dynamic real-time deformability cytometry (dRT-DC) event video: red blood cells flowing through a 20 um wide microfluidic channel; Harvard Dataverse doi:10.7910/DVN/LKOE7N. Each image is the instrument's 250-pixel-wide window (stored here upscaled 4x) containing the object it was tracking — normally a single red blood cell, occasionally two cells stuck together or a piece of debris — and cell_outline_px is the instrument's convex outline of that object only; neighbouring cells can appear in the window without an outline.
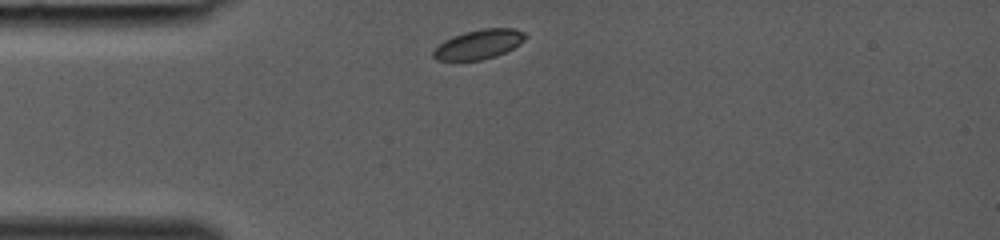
{"species": "common noctule bat (a hibernating species)", "species_latin": "Nyctalus noctula", "temperature_condition": "room temperature", "stored_images_in_passage": 26, "camera_frame_rate_fps": 3000, "um_per_image_px": 0.085, "animal": {"sex": "female", "body_mass_g": 19.0, "forearm_length_mm": 53.3}, "frame": {"image": 1, "passage_image": 1, "time_ms": 0.0, "image_size_px": [1000, 240], "cell_outline_px": [[528, 36], [520, 44], [496, 56], [480, 60], [436, 60], [432, 56], [432, 52], [444, 40], [452, 36], [464, 32], [484, 28], [516, 28], [524, 32]], "centroid_in_image_um": [40.71, 3.75], "position_along_channel_um": 44.3, "area_um2": 15.78}}
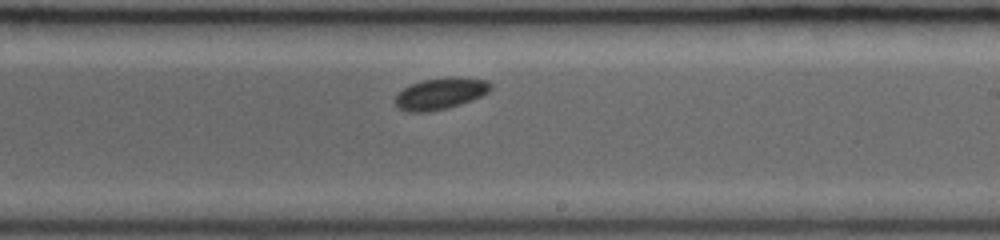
{"frame": {"image": 2, "passage_image": 15, "time_ms": 4.667, "image_size_px": [1000, 240], "cell_outline_px": [[492, 88], [488, 92], [472, 100], [448, 108], [428, 112], [408, 112], [400, 108], [396, 104], [396, 96], [404, 88], [420, 80], [456, 76], [488, 80], [492, 84]], "centroid_in_image_um": [37.48, 7.94], "position_along_channel_um": 251.5, "area_um2": 17.51}}
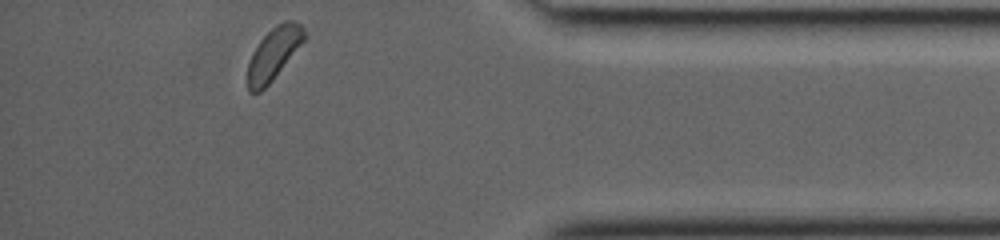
{"frame": {"image": 3, "passage_image": 26, "time_ms": 8.333, "image_size_px": [1000, 240], "cell_outline_px": [[304, 40], [272, 80], [260, 92], [248, 92], [248, 64], [252, 52], [260, 40], [276, 24], [284, 20], [292, 20], [300, 24], [304, 28]], "centroid_in_image_um": [23.24, 4.55], "position_along_channel_um": 412.0, "area_um2": 16.82}}